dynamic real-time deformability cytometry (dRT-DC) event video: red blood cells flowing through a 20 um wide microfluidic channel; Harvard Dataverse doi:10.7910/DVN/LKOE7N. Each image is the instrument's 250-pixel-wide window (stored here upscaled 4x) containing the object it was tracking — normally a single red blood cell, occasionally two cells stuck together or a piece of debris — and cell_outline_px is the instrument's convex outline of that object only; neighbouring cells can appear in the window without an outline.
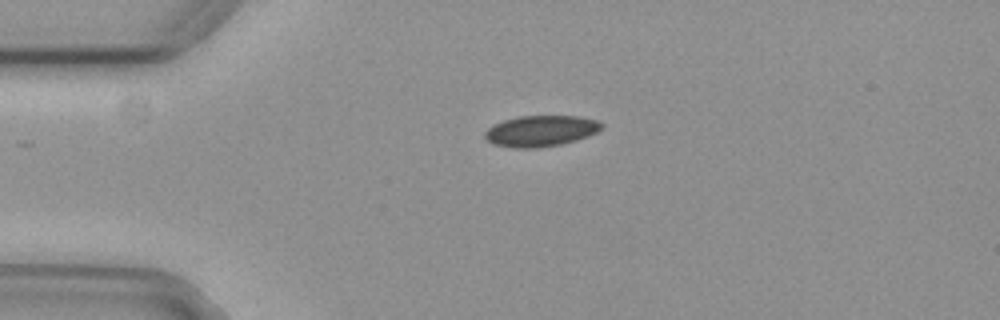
{"species": "common noctule bat (a hibernating species)", "species_latin": "Nyctalus noctula", "temperature_condition": "cold", "stored_images_in_passage": 43, "camera_frame_rate_fps": 3000, "um_per_image_px": 0.085, "animal": {"sex": "female", "body_mass_g": 29.2, "forearm_length_mm": 56.3}, "frame": {"image": 1, "passage_image": 1, "time_ms": 0.0, "image_size_px": [1000, 320], "cell_outline_px": [[604, 124], [596, 132], [588, 136], [576, 140], [560, 144], [532, 148], [516, 148], [496, 144], [488, 140], [484, 136], [484, 132], [492, 124], [516, 116], [580, 116], [596, 120]], "centroid_in_image_um": [45.95, 11.11], "position_along_channel_um": 39.0, "area_um2": 20.92}}
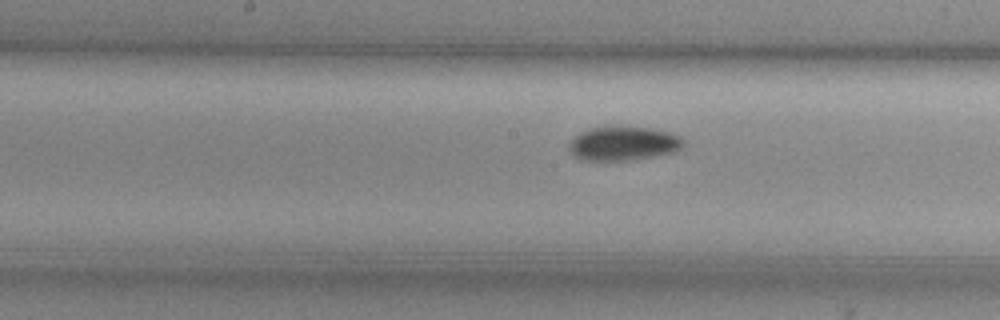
{"frame": {"image": 2, "passage_image": 16, "time_ms": 5.0, "image_size_px": [1000, 320], "cell_outline_px": [[684, 144], [680, 148], [672, 152], [632, 160], [580, 160], [568, 148], [568, 144], [580, 132], [592, 128], [648, 128], [668, 132], [680, 136], [684, 140]], "centroid_in_image_um": [52.98, 12.22], "position_along_channel_um": 195.2, "area_um2": 22.02}}
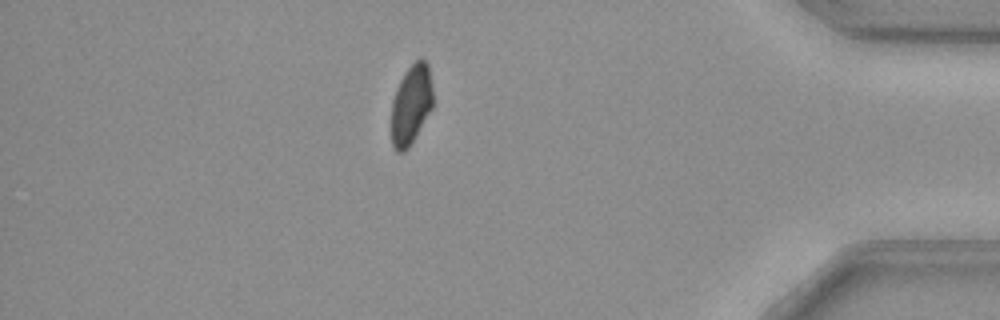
{"frame": {"image": 3, "passage_image": 36, "time_ms": 11.667, "image_size_px": [1000, 320], "cell_outline_px": [[432, 108], [408, 148], [404, 152], [396, 152], [392, 148], [392, 100], [396, 88], [404, 72], [420, 56], [428, 64], [432, 88]], "centroid_in_image_um": [34.93, 8.88], "position_along_channel_um": 400.3, "area_um2": 19.25}, "authors_computed_cell_mechanics": {"area_um2": 21.4438, "velocity_mm_per_s": 3.7099, "shape_relaxation_time_tau1_ms": 6.282, "shape_relaxation_time_tau2_ms": null, "deformation_change_tau1": 0.0869, "deformation_change_tau2": null}}